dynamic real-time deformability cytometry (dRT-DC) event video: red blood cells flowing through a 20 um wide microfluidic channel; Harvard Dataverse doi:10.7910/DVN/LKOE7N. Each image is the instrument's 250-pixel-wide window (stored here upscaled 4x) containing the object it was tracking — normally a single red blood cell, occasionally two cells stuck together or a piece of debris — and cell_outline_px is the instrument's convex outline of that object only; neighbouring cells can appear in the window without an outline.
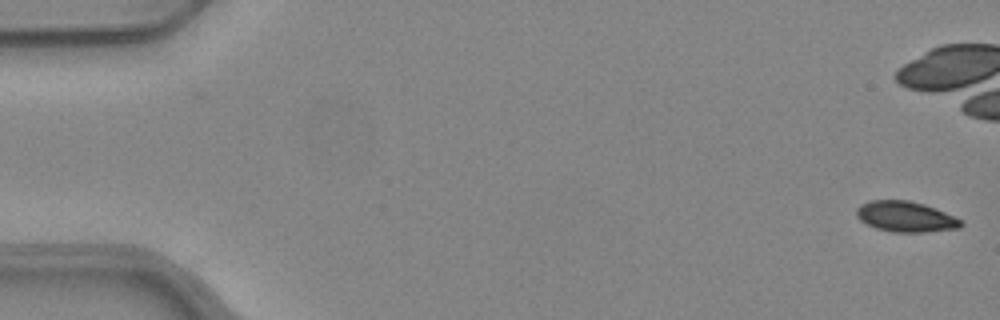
{"species": "common noctule bat (a hibernating species)", "species_latin": "Nyctalus noctula", "temperature_condition": "warm", "stored_images_in_passage": 53, "camera_frame_rate_fps": 3000, "um_per_image_px": 0.085, "animal": {"sex": "female", "body_mass_g": 24.6, "forearm_length_mm": 56.2}, "frame": {"image": 1, "passage_image": 1, "time_ms": 0.0, "image_size_px": [1000, 320], "cell_outline_px": [[964, 224], [960, 228], [924, 232], [892, 232], [876, 228], [860, 220], [856, 216], [856, 208], [860, 204], [868, 200], [908, 200], [924, 204], [964, 220]], "centroid_in_image_um": [76.98, 18.41], "position_along_channel_um": 8.0, "area_um2": 18.73}}
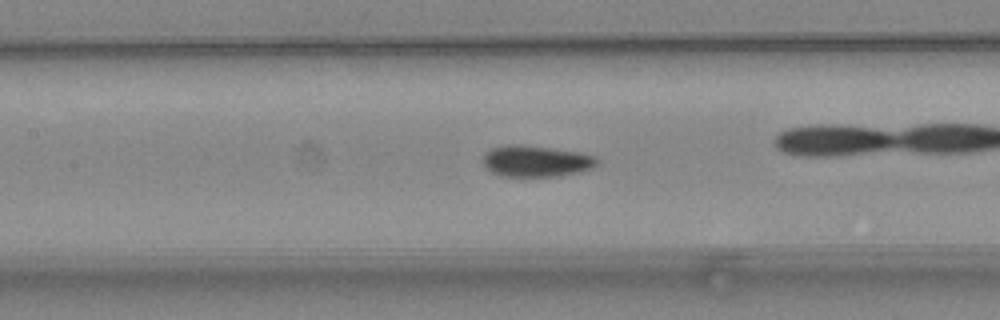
{"frame": {"image": 2, "passage_image": 24, "time_ms": 7.667, "image_size_px": [1000, 320], "cell_outline_px": [[596, 164], [592, 168], [580, 172], [556, 176], [500, 176], [484, 168], [484, 156], [492, 148], [504, 144], [520, 144], [552, 148], [580, 152], [596, 156]], "centroid_in_image_um": [45.55, 13.69], "position_along_channel_um": 161.9, "area_um2": 20.81}}
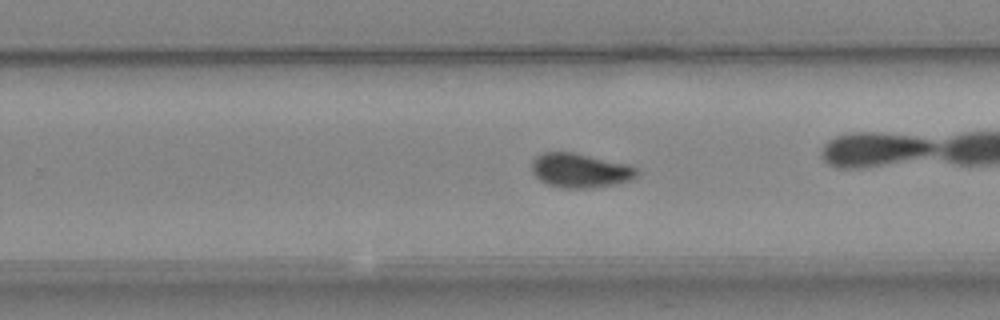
{"frame": {"image": 3, "passage_image": 33, "time_ms": 10.667, "image_size_px": [1000, 320], "cell_outline_px": [[640, 172], [632, 180], [616, 184], [588, 188], [560, 188], [548, 184], [540, 180], [532, 172], [532, 160], [536, 156], [544, 152], [572, 152], [628, 164], [636, 168]], "centroid_in_image_um": [49.32, 14.49], "position_along_channel_um": 280.5, "area_um2": 21.04}, "authors_computed_cell_mechanics": {"area_um2": 20.0566, "velocity_mm_per_s": 3.9818, "shape_relaxation_time_tau1_ms": 4.8863, "shape_relaxation_time_tau2_ms": null, "deformation_change_tau1": 0.1211, "deformation_change_tau2": null}}